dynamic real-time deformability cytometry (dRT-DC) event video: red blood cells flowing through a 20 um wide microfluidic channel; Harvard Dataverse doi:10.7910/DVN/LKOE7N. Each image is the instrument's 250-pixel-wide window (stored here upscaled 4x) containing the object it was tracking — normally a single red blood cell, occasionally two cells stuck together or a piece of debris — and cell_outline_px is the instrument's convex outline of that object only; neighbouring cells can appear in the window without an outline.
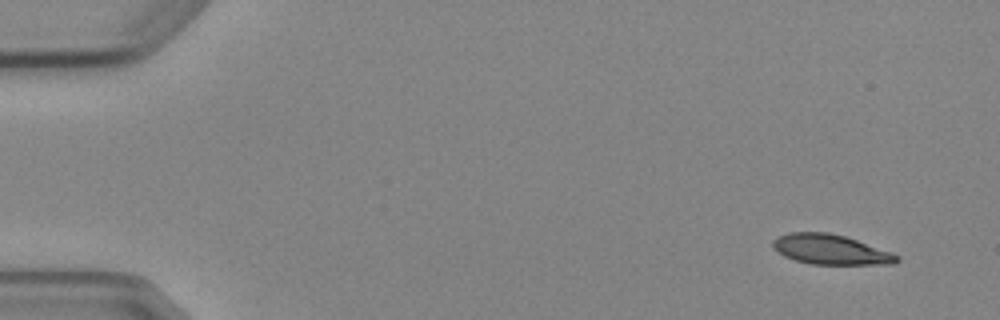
{"species": "Egyptian fruit bat (a non-hibernating species)", "species_latin": "Rousettus aegyptiacus", "temperature_condition": "cold", "stored_images_in_passage": 8, "camera_frame_rate_fps": 3000, "um_per_image_px": 0.085, "animal": {"sex": "female"}, "frame": {"image": 1, "passage_image": 1, "time_ms": 0.0, "image_size_px": [1000, 320], "cell_outline_px": [[900, 260], [896, 264], [812, 264], [796, 260], [784, 256], [772, 248], [772, 240], [788, 232], [828, 232], [844, 236], [892, 252], [900, 256]], "centroid_in_image_um": [70.61, 21.21], "position_along_channel_um": 14.4, "area_um2": 21.62}}
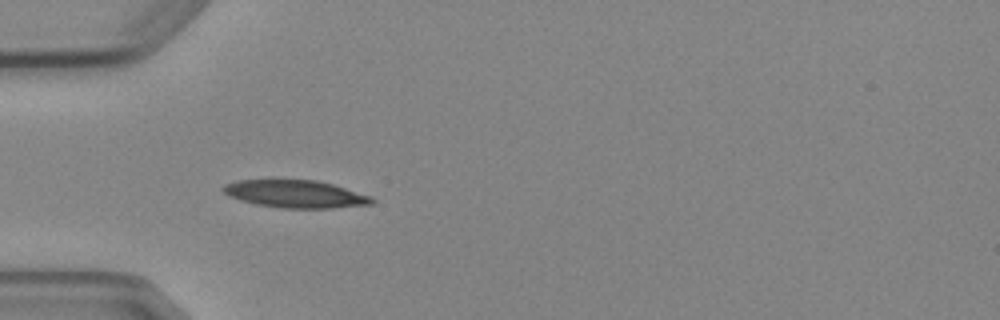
{"frame": {"image": 2, "passage_image": 4, "time_ms": 4.333, "image_size_px": [1000, 320], "cell_outline_px": [[376, 200], [372, 204], [332, 208], [280, 208], [256, 204], [240, 200], [228, 196], [220, 188], [224, 184], [236, 180], [316, 180], [332, 184], [372, 196]], "centroid_in_image_um": [25.1, 16.49], "position_along_channel_um": 59.9, "area_um2": 23.99}}
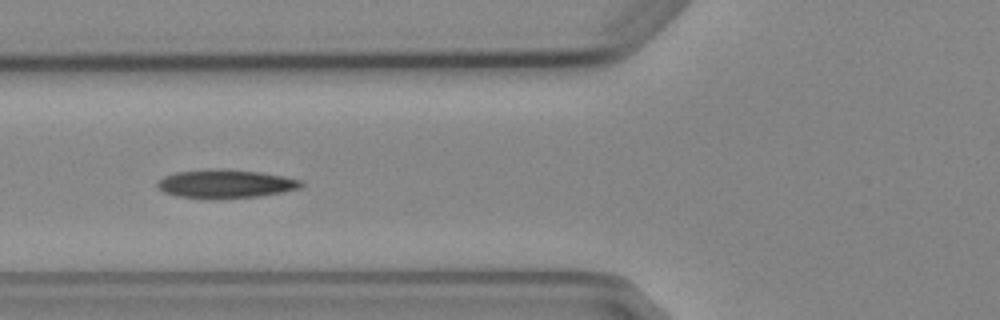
{"frame": {"image": 3, "passage_image": 5, "time_ms": 5.667, "image_size_px": [1000, 320], "cell_outline_px": [[304, 184], [300, 188], [260, 196], [212, 200], [176, 196], [164, 192], [156, 184], [164, 176], [176, 172], [216, 168], [224, 168], [260, 172], [284, 176], [304, 180]], "centroid_in_image_um": [19.19, 15.63], "position_along_channel_um": 106.6, "area_um2": 24.28}}